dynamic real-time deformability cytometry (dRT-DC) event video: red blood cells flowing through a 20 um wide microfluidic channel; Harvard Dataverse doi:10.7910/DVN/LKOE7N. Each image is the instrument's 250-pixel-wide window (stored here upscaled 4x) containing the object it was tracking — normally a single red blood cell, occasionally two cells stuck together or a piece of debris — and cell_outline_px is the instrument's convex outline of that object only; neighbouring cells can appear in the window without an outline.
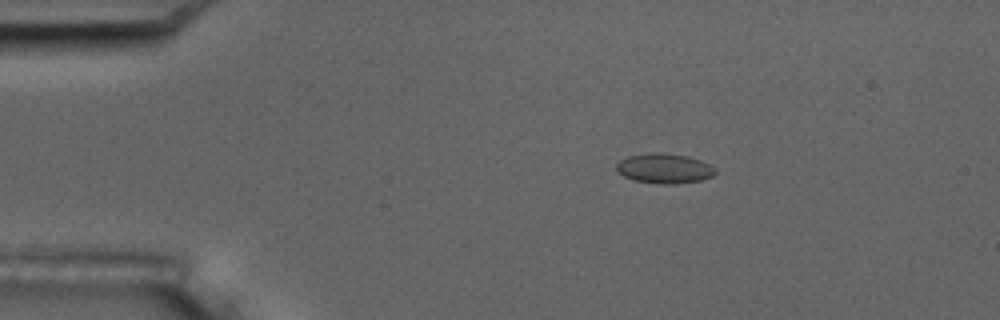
{"species": "common noctule bat (a hibernating species)", "species_latin": "Nyctalus noctula", "temperature_condition": "room temperature", "stored_images_in_passage": 4, "camera_frame_rate_fps": 3000, "um_per_image_px": 0.085, "animal": {"sex": "male", "body_mass_g": 17.5, "forearm_length_mm": 52.3}, "frame": {"image": 1, "passage_image": 2, "time_ms": 1.0, "image_size_px": [1000, 320], "cell_outline_px": [[716, 172], [712, 176], [700, 180], [676, 184], [660, 184], [632, 180], [616, 172], [616, 164], [620, 160], [628, 156], [652, 152], [660, 152], [688, 156], [700, 160], [716, 168]], "centroid_in_image_um": [56.44, 14.32], "position_along_channel_um": 28.6, "area_um2": 17.34}}
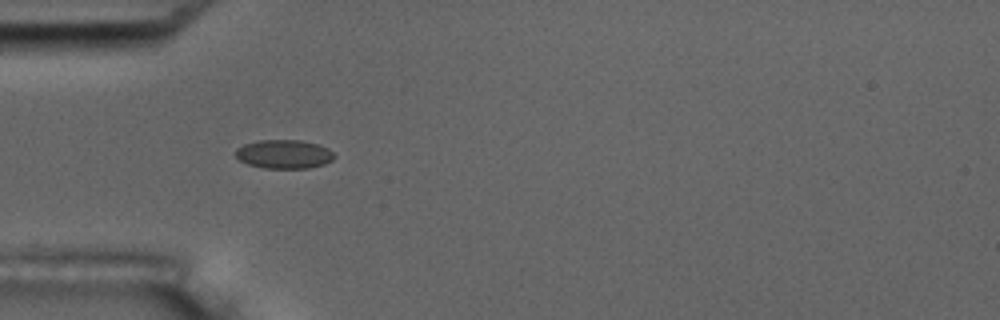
{"frame": {"image": 2, "passage_image": 4, "time_ms": 3.333, "image_size_px": [1000, 320], "cell_outline_px": [[336, 156], [332, 160], [324, 164], [308, 168], [264, 168], [248, 164], [240, 160], [236, 156], [236, 148], [244, 144], [260, 140], [300, 140], [316, 144], [328, 148]], "centroid_in_image_um": [24.14, 13.1], "position_along_channel_um": 60.9, "area_um2": 16.47}}